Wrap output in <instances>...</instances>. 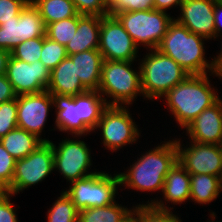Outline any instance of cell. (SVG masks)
Returning <instances> with one entry per match:
<instances>
[{
  "mask_svg": "<svg viewBox=\"0 0 222 222\" xmlns=\"http://www.w3.org/2000/svg\"><path fill=\"white\" fill-rule=\"evenodd\" d=\"M163 142L137 157L127 172L118 173L121 186L141 192L163 191L166 175L178 161L176 139Z\"/></svg>",
  "mask_w": 222,
  "mask_h": 222,
  "instance_id": "cell-1",
  "label": "cell"
},
{
  "mask_svg": "<svg viewBox=\"0 0 222 222\" xmlns=\"http://www.w3.org/2000/svg\"><path fill=\"white\" fill-rule=\"evenodd\" d=\"M206 40L192 33L174 18L157 50L172 58L188 75H202L209 72L210 76H218L214 61L210 62L205 58Z\"/></svg>",
  "mask_w": 222,
  "mask_h": 222,
  "instance_id": "cell-2",
  "label": "cell"
},
{
  "mask_svg": "<svg viewBox=\"0 0 222 222\" xmlns=\"http://www.w3.org/2000/svg\"><path fill=\"white\" fill-rule=\"evenodd\" d=\"M208 78V74L188 75L163 96L169 112L181 128H186L202 111L220 99Z\"/></svg>",
  "mask_w": 222,
  "mask_h": 222,
  "instance_id": "cell-3",
  "label": "cell"
},
{
  "mask_svg": "<svg viewBox=\"0 0 222 222\" xmlns=\"http://www.w3.org/2000/svg\"><path fill=\"white\" fill-rule=\"evenodd\" d=\"M133 62L103 61L98 92L104 96L108 106H127L132 104L138 95H143L140 66L138 72L132 70ZM105 96L111 97L112 101H108Z\"/></svg>",
  "mask_w": 222,
  "mask_h": 222,
  "instance_id": "cell-4",
  "label": "cell"
},
{
  "mask_svg": "<svg viewBox=\"0 0 222 222\" xmlns=\"http://www.w3.org/2000/svg\"><path fill=\"white\" fill-rule=\"evenodd\" d=\"M140 64L143 96L150 100L159 99L188 74L172 58L157 49L147 50Z\"/></svg>",
  "mask_w": 222,
  "mask_h": 222,
  "instance_id": "cell-5",
  "label": "cell"
},
{
  "mask_svg": "<svg viewBox=\"0 0 222 222\" xmlns=\"http://www.w3.org/2000/svg\"><path fill=\"white\" fill-rule=\"evenodd\" d=\"M115 17L129 33L135 44L146 50L157 49L174 20L167 12L156 9L120 12Z\"/></svg>",
  "mask_w": 222,
  "mask_h": 222,
  "instance_id": "cell-6",
  "label": "cell"
},
{
  "mask_svg": "<svg viewBox=\"0 0 222 222\" xmlns=\"http://www.w3.org/2000/svg\"><path fill=\"white\" fill-rule=\"evenodd\" d=\"M64 191L76 208L105 207L116 202L117 189L120 186L119 174H108L99 171L85 178L70 183Z\"/></svg>",
  "mask_w": 222,
  "mask_h": 222,
  "instance_id": "cell-7",
  "label": "cell"
},
{
  "mask_svg": "<svg viewBox=\"0 0 222 222\" xmlns=\"http://www.w3.org/2000/svg\"><path fill=\"white\" fill-rule=\"evenodd\" d=\"M54 171L52 141L43 142L25 158L16 160L13 180L6 189L12 195L42 182Z\"/></svg>",
  "mask_w": 222,
  "mask_h": 222,
  "instance_id": "cell-8",
  "label": "cell"
},
{
  "mask_svg": "<svg viewBox=\"0 0 222 222\" xmlns=\"http://www.w3.org/2000/svg\"><path fill=\"white\" fill-rule=\"evenodd\" d=\"M128 106H108L95 130H101L105 149L115 152L127 144L136 143L141 132L133 121ZM127 108V109H126ZM100 128V129H99Z\"/></svg>",
  "mask_w": 222,
  "mask_h": 222,
  "instance_id": "cell-9",
  "label": "cell"
},
{
  "mask_svg": "<svg viewBox=\"0 0 222 222\" xmlns=\"http://www.w3.org/2000/svg\"><path fill=\"white\" fill-rule=\"evenodd\" d=\"M58 145L56 147L52 142L54 170H58L67 182L72 183L97 173V170L89 172L92 165L91 152L85 141L66 138Z\"/></svg>",
  "mask_w": 222,
  "mask_h": 222,
  "instance_id": "cell-10",
  "label": "cell"
},
{
  "mask_svg": "<svg viewBox=\"0 0 222 222\" xmlns=\"http://www.w3.org/2000/svg\"><path fill=\"white\" fill-rule=\"evenodd\" d=\"M98 50L104 60L137 61L139 48L120 21L107 15L101 17Z\"/></svg>",
  "mask_w": 222,
  "mask_h": 222,
  "instance_id": "cell-11",
  "label": "cell"
},
{
  "mask_svg": "<svg viewBox=\"0 0 222 222\" xmlns=\"http://www.w3.org/2000/svg\"><path fill=\"white\" fill-rule=\"evenodd\" d=\"M176 138L178 162L190 174H210L222 178V150L220 145L190 142L181 145ZM184 146V147H182Z\"/></svg>",
  "mask_w": 222,
  "mask_h": 222,
  "instance_id": "cell-12",
  "label": "cell"
},
{
  "mask_svg": "<svg viewBox=\"0 0 222 222\" xmlns=\"http://www.w3.org/2000/svg\"><path fill=\"white\" fill-rule=\"evenodd\" d=\"M51 107L53 108V98L47 90L18 95L17 127L36 135L43 142H50L49 139H42L41 133L47 122Z\"/></svg>",
  "mask_w": 222,
  "mask_h": 222,
  "instance_id": "cell-13",
  "label": "cell"
},
{
  "mask_svg": "<svg viewBox=\"0 0 222 222\" xmlns=\"http://www.w3.org/2000/svg\"><path fill=\"white\" fill-rule=\"evenodd\" d=\"M50 73L41 61L29 64L10 56L5 75L18 96L47 90Z\"/></svg>",
  "mask_w": 222,
  "mask_h": 222,
  "instance_id": "cell-14",
  "label": "cell"
},
{
  "mask_svg": "<svg viewBox=\"0 0 222 222\" xmlns=\"http://www.w3.org/2000/svg\"><path fill=\"white\" fill-rule=\"evenodd\" d=\"M215 0H183L180 5V15L175 19L192 33L207 40L215 39L213 20Z\"/></svg>",
  "mask_w": 222,
  "mask_h": 222,
  "instance_id": "cell-15",
  "label": "cell"
},
{
  "mask_svg": "<svg viewBox=\"0 0 222 222\" xmlns=\"http://www.w3.org/2000/svg\"><path fill=\"white\" fill-rule=\"evenodd\" d=\"M187 136L193 142L220 145L222 142V99L202 111L188 126Z\"/></svg>",
  "mask_w": 222,
  "mask_h": 222,
  "instance_id": "cell-16",
  "label": "cell"
},
{
  "mask_svg": "<svg viewBox=\"0 0 222 222\" xmlns=\"http://www.w3.org/2000/svg\"><path fill=\"white\" fill-rule=\"evenodd\" d=\"M162 194L165 203L163 200L154 198L150 200L151 202L148 200L146 204L139 205H152L159 210H172L174 208H169V205L167 207L165 204L171 202L178 205L190 200V173L178 161L166 175Z\"/></svg>",
  "mask_w": 222,
  "mask_h": 222,
  "instance_id": "cell-17",
  "label": "cell"
},
{
  "mask_svg": "<svg viewBox=\"0 0 222 222\" xmlns=\"http://www.w3.org/2000/svg\"><path fill=\"white\" fill-rule=\"evenodd\" d=\"M55 107V127L58 131L67 132L74 138L90 134V130L82 123L78 112V95L51 94Z\"/></svg>",
  "mask_w": 222,
  "mask_h": 222,
  "instance_id": "cell-18",
  "label": "cell"
},
{
  "mask_svg": "<svg viewBox=\"0 0 222 222\" xmlns=\"http://www.w3.org/2000/svg\"><path fill=\"white\" fill-rule=\"evenodd\" d=\"M47 91L51 94L71 96L88 91L77 76L75 64L69 56L51 70Z\"/></svg>",
  "mask_w": 222,
  "mask_h": 222,
  "instance_id": "cell-19",
  "label": "cell"
},
{
  "mask_svg": "<svg viewBox=\"0 0 222 222\" xmlns=\"http://www.w3.org/2000/svg\"><path fill=\"white\" fill-rule=\"evenodd\" d=\"M101 17L78 14V27L72 40L65 45L68 56L98 49Z\"/></svg>",
  "mask_w": 222,
  "mask_h": 222,
  "instance_id": "cell-20",
  "label": "cell"
},
{
  "mask_svg": "<svg viewBox=\"0 0 222 222\" xmlns=\"http://www.w3.org/2000/svg\"><path fill=\"white\" fill-rule=\"evenodd\" d=\"M75 64L76 74L81 83L88 89L98 91L101 71L103 64V56L98 49L80 52L69 55Z\"/></svg>",
  "mask_w": 222,
  "mask_h": 222,
  "instance_id": "cell-21",
  "label": "cell"
},
{
  "mask_svg": "<svg viewBox=\"0 0 222 222\" xmlns=\"http://www.w3.org/2000/svg\"><path fill=\"white\" fill-rule=\"evenodd\" d=\"M0 142L16 160L25 158L43 143L36 135L18 127L2 137Z\"/></svg>",
  "mask_w": 222,
  "mask_h": 222,
  "instance_id": "cell-22",
  "label": "cell"
},
{
  "mask_svg": "<svg viewBox=\"0 0 222 222\" xmlns=\"http://www.w3.org/2000/svg\"><path fill=\"white\" fill-rule=\"evenodd\" d=\"M222 191V178L210 174H190V199L197 204L216 200Z\"/></svg>",
  "mask_w": 222,
  "mask_h": 222,
  "instance_id": "cell-23",
  "label": "cell"
},
{
  "mask_svg": "<svg viewBox=\"0 0 222 222\" xmlns=\"http://www.w3.org/2000/svg\"><path fill=\"white\" fill-rule=\"evenodd\" d=\"M107 107L105 99L98 91L88 90L78 94L79 118L91 132H95L98 121Z\"/></svg>",
  "mask_w": 222,
  "mask_h": 222,
  "instance_id": "cell-24",
  "label": "cell"
},
{
  "mask_svg": "<svg viewBox=\"0 0 222 222\" xmlns=\"http://www.w3.org/2000/svg\"><path fill=\"white\" fill-rule=\"evenodd\" d=\"M37 8L45 26L78 14L72 0H30Z\"/></svg>",
  "mask_w": 222,
  "mask_h": 222,
  "instance_id": "cell-25",
  "label": "cell"
},
{
  "mask_svg": "<svg viewBox=\"0 0 222 222\" xmlns=\"http://www.w3.org/2000/svg\"><path fill=\"white\" fill-rule=\"evenodd\" d=\"M46 26L37 8L29 1L19 14V38L21 42L45 36Z\"/></svg>",
  "mask_w": 222,
  "mask_h": 222,
  "instance_id": "cell-26",
  "label": "cell"
},
{
  "mask_svg": "<svg viewBox=\"0 0 222 222\" xmlns=\"http://www.w3.org/2000/svg\"><path fill=\"white\" fill-rule=\"evenodd\" d=\"M134 209L114 202L105 207H93L79 211L78 222H122Z\"/></svg>",
  "mask_w": 222,
  "mask_h": 222,
  "instance_id": "cell-27",
  "label": "cell"
},
{
  "mask_svg": "<svg viewBox=\"0 0 222 222\" xmlns=\"http://www.w3.org/2000/svg\"><path fill=\"white\" fill-rule=\"evenodd\" d=\"M48 222H78L79 210L64 191L47 213Z\"/></svg>",
  "mask_w": 222,
  "mask_h": 222,
  "instance_id": "cell-28",
  "label": "cell"
},
{
  "mask_svg": "<svg viewBox=\"0 0 222 222\" xmlns=\"http://www.w3.org/2000/svg\"><path fill=\"white\" fill-rule=\"evenodd\" d=\"M78 27V14L46 25L45 36L61 45H66L72 40Z\"/></svg>",
  "mask_w": 222,
  "mask_h": 222,
  "instance_id": "cell-29",
  "label": "cell"
},
{
  "mask_svg": "<svg viewBox=\"0 0 222 222\" xmlns=\"http://www.w3.org/2000/svg\"><path fill=\"white\" fill-rule=\"evenodd\" d=\"M67 56L68 54L64 45L51 40L47 36L43 37L40 61L50 71L58 66Z\"/></svg>",
  "mask_w": 222,
  "mask_h": 222,
  "instance_id": "cell-30",
  "label": "cell"
},
{
  "mask_svg": "<svg viewBox=\"0 0 222 222\" xmlns=\"http://www.w3.org/2000/svg\"><path fill=\"white\" fill-rule=\"evenodd\" d=\"M42 46L43 37L29 39L13 48L11 56L31 64L40 61Z\"/></svg>",
  "mask_w": 222,
  "mask_h": 222,
  "instance_id": "cell-31",
  "label": "cell"
},
{
  "mask_svg": "<svg viewBox=\"0 0 222 222\" xmlns=\"http://www.w3.org/2000/svg\"><path fill=\"white\" fill-rule=\"evenodd\" d=\"M20 43L19 16H14V20L6 21L0 25V48L11 52Z\"/></svg>",
  "mask_w": 222,
  "mask_h": 222,
  "instance_id": "cell-32",
  "label": "cell"
},
{
  "mask_svg": "<svg viewBox=\"0 0 222 222\" xmlns=\"http://www.w3.org/2000/svg\"><path fill=\"white\" fill-rule=\"evenodd\" d=\"M17 128V97L0 104V139Z\"/></svg>",
  "mask_w": 222,
  "mask_h": 222,
  "instance_id": "cell-33",
  "label": "cell"
},
{
  "mask_svg": "<svg viewBox=\"0 0 222 222\" xmlns=\"http://www.w3.org/2000/svg\"><path fill=\"white\" fill-rule=\"evenodd\" d=\"M16 159L13 158L0 142V184L6 190L13 180Z\"/></svg>",
  "mask_w": 222,
  "mask_h": 222,
  "instance_id": "cell-34",
  "label": "cell"
},
{
  "mask_svg": "<svg viewBox=\"0 0 222 222\" xmlns=\"http://www.w3.org/2000/svg\"><path fill=\"white\" fill-rule=\"evenodd\" d=\"M80 15H97L100 17L109 15V9L103 0H72Z\"/></svg>",
  "mask_w": 222,
  "mask_h": 222,
  "instance_id": "cell-35",
  "label": "cell"
},
{
  "mask_svg": "<svg viewBox=\"0 0 222 222\" xmlns=\"http://www.w3.org/2000/svg\"><path fill=\"white\" fill-rule=\"evenodd\" d=\"M154 9V0H118L110 9L109 15L115 16L120 12Z\"/></svg>",
  "mask_w": 222,
  "mask_h": 222,
  "instance_id": "cell-36",
  "label": "cell"
},
{
  "mask_svg": "<svg viewBox=\"0 0 222 222\" xmlns=\"http://www.w3.org/2000/svg\"><path fill=\"white\" fill-rule=\"evenodd\" d=\"M143 222H182L181 219L170 210H159L152 205H142Z\"/></svg>",
  "mask_w": 222,
  "mask_h": 222,
  "instance_id": "cell-37",
  "label": "cell"
},
{
  "mask_svg": "<svg viewBox=\"0 0 222 222\" xmlns=\"http://www.w3.org/2000/svg\"><path fill=\"white\" fill-rule=\"evenodd\" d=\"M30 0H0V25L14 20Z\"/></svg>",
  "mask_w": 222,
  "mask_h": 222,
  "instance_id": "cell-38",
  "label": "cell"
},
{
  "mask_svg": "<svg viewBox=\"0 0 222 222\" xmlns=\"http://www.w3.org/2000/svg\"><path fill=\"white\" fill-rule=\"evenodd\" d=\"M12 196V194L6 192L0 197V222H18L17 209H14V204L10 201Z\"/></svg>",
  "mask_w": 222,
  "mask_h": 222,
  "instance_id": "cell-39",
  "label": "cell"
},
{
  "mask_svg": "<svg viewBox=\"0 0 222 222\" xmlns=\"http://www.w3.org/2000/svg\"><path fill=\"white\" fill-rule=\"evenodd\" d=\"M16 97L17 95L6 75L0 76V104L15 99Z\"/></svg>",
  "mask_w": 222,
  "mask_h": 222,
  "instance_id": "cell-40",
  "label": "cell"
},
{
  "mask_svg": "<svg viewBox=\"0 0 222 222\" xmlns=\"http://www.w3.org/2000/svg\"><path fill=\"white\" fill-rule=\"evenodd\" d=\"M213 20L215 27V39L222 35V0H215Z\"/></svg>",
  "mask_w": 222,
  "mask_h": 222,
  "instance_id": "cell-41",
  "label": "cell"
},
{
  "mask_svg": "<svg viewBox=\"0 0 222 222\" xmlns=\"http://www.w3.org/2000/svg\"><path fill=\"white\" fill-rule=\"evenodd\" d=\"M183 0H154V9L167 12L169 8L177 7L181 5Z\"/></svg>",
  "mask_w": 222,
  "mask_h": 222,
  "instance_id": "cell-42",
  "label": "cell"
},
{
  "mask_svg": "<svg viewBox=\"0 0 222 222\" xmlns=\"http://www.w3.org/2000/svg\"><path fill=\"white\" fill-rule=\"evenodd\" d=\"M122 222H143L142 205H135L134 209L125 217Z\"/></svg>",
  "mask_w": 222,
  "mask_h": 222,
  "instance_id": "cell-43",
  "label": "cell"
},
{
  "mask_svg": "<svg viewBox=\"0 0 222 222\" xmlns=\"http://www.w3.org/2000/svg\"><path fill=\"white\" fill-rule=\"evenodd\" d=\"M11 52L0 48V76L6 74L7 65Z\"/></svg>",
  "mask_w": 222,
  "mask_h": 222,
  "instance_id": "cell-44",
  "label": "cell"
},
{
  "mask_svg": "<svg viewBox=\"0 0 222 222\" xmlns=\"http://www.w3.org/2000/svg\"><path fill=\"white\" fill-rule=\"evenodd\" d=\"M221 46H222V42H221ZM220 49H221L219 51L220 54L218 53V56H216V57H214V59H212L214 61V64H215L217 70L222 66V47Z\"/></svg>",
  "mask_w": 222,
  "mask_h": 222,
  "instance_id": "cell-45",
  "label": "cell"
},
{
  "mask_svg": "<svg viewBox=\"0 0 222 222\" xmlns=\"http://www.w3.org/2000/svg\"><path fill=\"white\" fill-rule=\"evenodd\" d=\"M106 7L110 9L118 0H103Z\"/></svg>",
  "mask_w": 222,
  "mask_h": 222,
  "instance_id": "cell-46",
  "label": "cell"
},
{
  "mask_svg": "<svg viewBox=\"0 0 222 222\" xmlns=\"http://www.w3.org/2000/svg\"><path fill=\"white\" fill-rule=\"evenodd\" d=\"M6 193V190L0 184V197H2Z\"/></svg>",
  "mask_w": 222,
  "mask_h": 222,
  "instance_id": "cell-47",
  "label": "cell"
},
{
  "mask_svg": "<svg viewBox=\"0 0 222 222\" xmlns=\"http://www.w3.org/2000/svg\"><path fill=\"white\" fill-rule=\"evenodd\" d=\"M219 79H222V66L218 69V76Z\"/></svg>",
  "mask_w": 222,
  "mask_h": 222,
  "instance_id": "cell-48",
  "label": "cell"
}]
</instances>
